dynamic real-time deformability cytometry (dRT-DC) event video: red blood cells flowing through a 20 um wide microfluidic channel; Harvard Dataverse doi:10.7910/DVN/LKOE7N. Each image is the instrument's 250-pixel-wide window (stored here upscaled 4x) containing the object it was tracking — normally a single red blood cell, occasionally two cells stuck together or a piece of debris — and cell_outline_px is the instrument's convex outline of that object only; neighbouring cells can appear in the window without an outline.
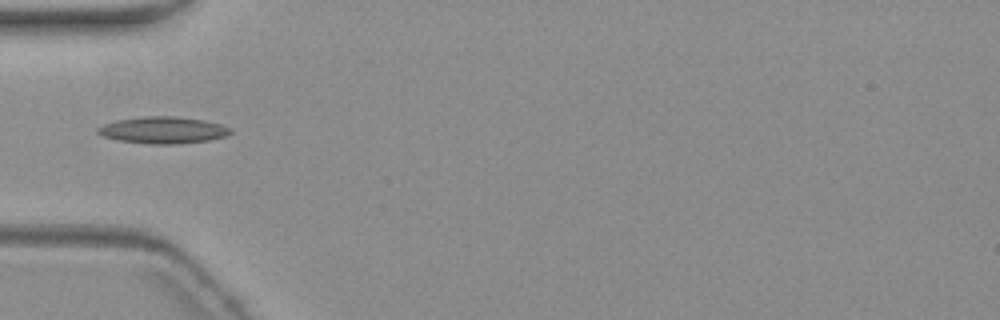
{"species": "common noctule bat (a hibernating species)", "species_latin": "Nyctalus noctula", "temperature_condition": "warm", "stored_images_in_passage": 6, "camera_frame_rate_fps": 3000, "um_per_image_px": 0.085, "animal": {"sex": "female", "body_mass_g": 19.3, "forearm_length_mm": 54.1}, "frame": {"image": 1, "passage_image": 5, "time_ms": 4.667, "image_size_px": [1000, 320], "cell_outline_px": [[232, 132], [228, 136], [208, 140], [176, 144], [148, 144], [120, 140], [100, 136], [96, 132], [96, 128], [104, 124], [116, 120], [144, 116], [172, 116], [204, 120], [220, 124], [232, 128]], "centroid_in_image_um": [13.85, 11.06], "position_along_channel_um": 71.1, "area_um2": 20.81}}
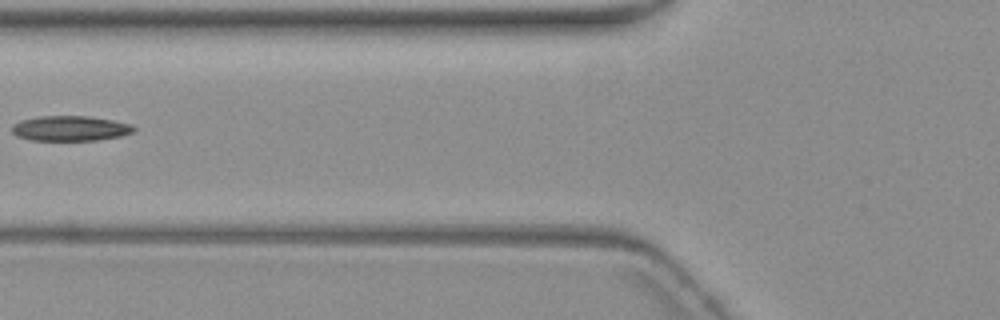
{"frame": {"image": 2, "passage_image": 6, "time_ms": 6.0, "image_size_px": [1000, 320], "cell_outline_px": [[136, 132], [120, 136], [100, 140], [32, 140], [16, 136], [12, 132], [12, 124], [20, 120], [40, 116], [88, 116], [112, 120], [132, 124], [136, 128]], "centroid_in_image_um": [5.99, 10.91], "position_along_channel_um": 119.8, "area_um2": 17.98}}